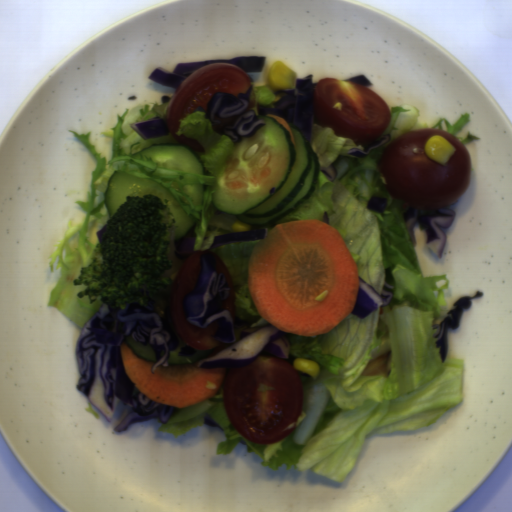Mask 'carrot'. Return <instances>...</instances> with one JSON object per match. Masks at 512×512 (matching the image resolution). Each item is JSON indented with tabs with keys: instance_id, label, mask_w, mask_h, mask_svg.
Instances as JSON below:
<instances>
[{
	"instance_id": "2",
	"label": "carrot",
	"mask_w": 512,
	"mask_h": 512,
	"mask_svg": "<svg viewBox=\"0 0 512 512\" xmlns=\"http://www.w3.org/2000/svg\"><path fill=\"white\" fill-rule=\"evenodd\" d=\"M120 363L127 378L152 401L174 408L197 405L221 389L227 367L198 368L195 361L151 369L156 362L139 358L126 344L118 346Z\"/></svg>"
},
{
	"instance_id": "1",
	"label": "carrot",
	"mask_w": 512,
	"mask_h": 512,
	"mask_svg": "<svg viewBox=\"0 0 512 512\" xmlns=\"http://www.w3.org/2000/svg\"><path fill=\"white\" fill-rule=\"evenodd\" d=\"M248 293L259 314L286 333H328L352 312L357 263L342 235L320 220L276 223L253 246Z\"/></svg>"
},
{
	"instance_id": "3",
	"label": "carrot",
	"mask_w": 512,
	"mask_h": 512,
	"mask_svg": "<svg viewBox=\"0 0 512 512\" xmlns=\"http://www.w3.org/2000/svg\"><path fill=\"white\" fill-rule=\"evenodd\" d=\"M265 115L272 117L274 120H276L281 126H283L287 130V132L289 133L290 141L296 147L294 136H293V133H292L289 123L286 120H284L282 117H279L276 115H268V114H265Z\"/></svg>"
}]
</instances>
